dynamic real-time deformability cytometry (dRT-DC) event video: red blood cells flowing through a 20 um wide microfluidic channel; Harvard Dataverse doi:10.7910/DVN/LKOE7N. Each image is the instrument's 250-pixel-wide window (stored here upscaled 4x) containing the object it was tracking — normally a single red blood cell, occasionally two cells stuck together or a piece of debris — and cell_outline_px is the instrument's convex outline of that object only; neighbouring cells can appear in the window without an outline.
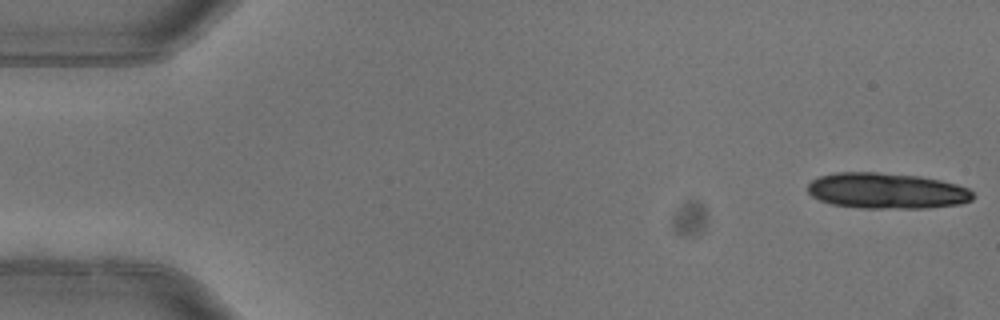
{"species": "common noctule bat (a hibernating species)", "species_latin": "Nyctalus noctula", "temperature_condition": "warm", "stored_images_in_passage": 5, "camera_frame_rate_fps": 3000, "um_per_image_px": 0.085, "animal": {"sex": "female"}, "frame": {"image": 1, "passage_image": 1, "time_ms": 0.0, "image_size_px": [1000, 320], "cell_outline_px": [[976, 196], [972, 200], [960, 204], [928, 208], [864, 208], [832, 204], [820, 200], [812, 196], [808, 192], [808, 184], [812, 180], [820, 176], [836, 172], [876, 172], [920, 176], [940, 180], [956, 184], [968, 188]], "centroid_in_image_um": [75.39, 16.22], "position_along_channel_um": 9.6, "area_um2": 34.56}}